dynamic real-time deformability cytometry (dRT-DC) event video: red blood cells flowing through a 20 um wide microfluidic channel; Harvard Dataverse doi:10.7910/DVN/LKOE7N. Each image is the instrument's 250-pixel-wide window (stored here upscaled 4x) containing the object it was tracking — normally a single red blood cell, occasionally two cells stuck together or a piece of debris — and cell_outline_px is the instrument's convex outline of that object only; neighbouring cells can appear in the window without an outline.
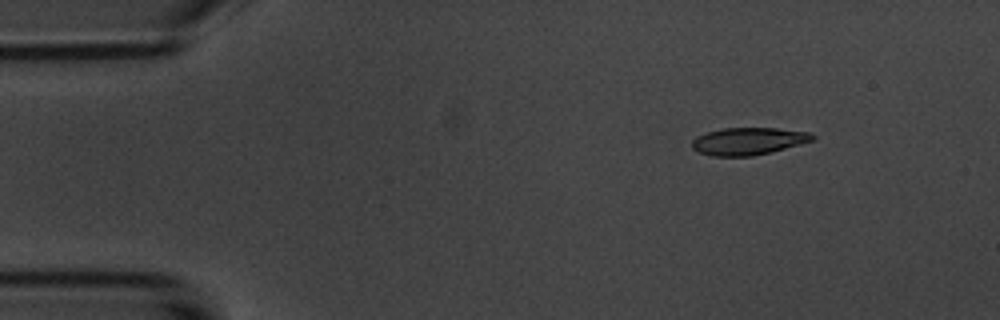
{"species": "common noctule bat (a hibernating species)", "species_latin": "Nyctalus noctula", "temperature_condition": "room temperature", "stored_images_in_passage": 3, "camera_frame_rate_fps": 3000, "um_per_image_px": 0.085, "animal": {"sex": "male", "body_mass_g": 20.1, "forearm_length_mm": 53.5}, "frame": {"image": 1, "passage_image": 1, "time_ms": 0.0, "image_size_px": [1000, 320], "cell_outline_px": [[816, 136], [812, 140], [800, 144], [772, 152], [752, 156], [712, 156], [700, 152], [692, 148], [692, 140], [696, 136], [708, 132], [724, 128], [776, 128], [808, 132]], "centroid_in_image_um": [63.6, 12.0], "position_along_channel_um": 21.4, "area_um2": 19.07}}